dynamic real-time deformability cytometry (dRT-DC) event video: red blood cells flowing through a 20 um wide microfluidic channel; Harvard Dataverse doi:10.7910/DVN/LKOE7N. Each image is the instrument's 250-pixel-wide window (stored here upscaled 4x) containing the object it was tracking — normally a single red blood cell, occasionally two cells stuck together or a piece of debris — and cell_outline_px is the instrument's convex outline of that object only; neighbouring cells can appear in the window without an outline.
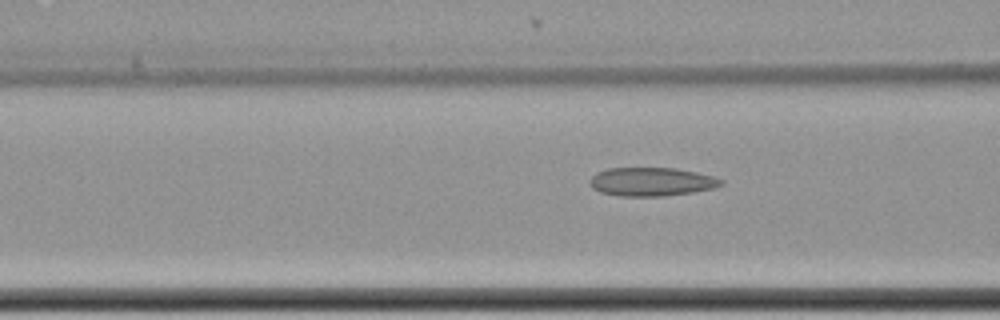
{"species": "common noctule bat (a hibernating species)", "species_latin": "Nyctalus noctula", "temperature_condition": "cold", "stored_images_in_passage": 9, "camera_frame_rate_fps": 3000, "um_per_image_px": 0.085, "animal": {"sex": "female", "body_mass_g": 22.7, "forearm_length_mm": 54.2}, "frame": {"image": 1, "passage_image": 4, "time_ms": 1.0, "image_size_px": [1000, 320], "cell_outline_px": [[724, 184], [712, 188], [692, 192], [664, 196], [620, 196], [600, 192], [592, 188], [588, 180], [596, 172], [608, 168], [676, 168], [696, 172], [712, 176], [724, 180]], "centroid_in_image_um": [55.35, 15.44], "position_along_channel_um": 111.2, "area_um2": 21.91}}
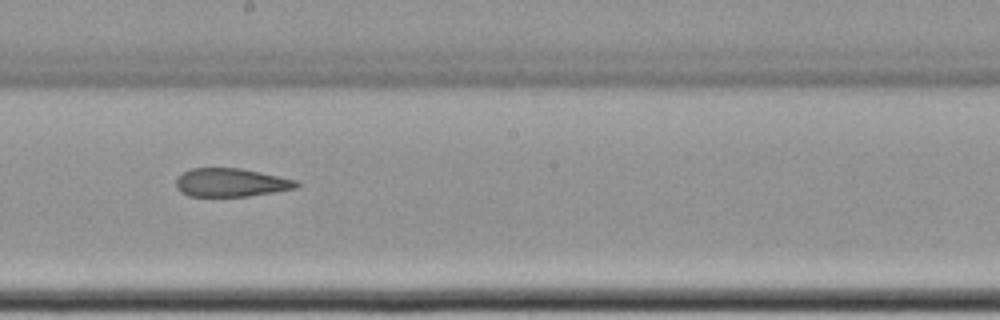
{"frame": {"image": 2, "passage_image": 7, "time_ms": 2.0, "image_size_px": [1000, 320], "cell_outline_px": [[300, 184], [296, 188], [248, 196], [188, 196], [180, 192], [176, 188], [176, 180], [184, 172], [192, 168], [240, 168], [260, 172], [296, 180]], "centroid_in_image_um": [19.61, 15.52], "position_along_channel_um": 228.6, "area_um2": 19.77}}
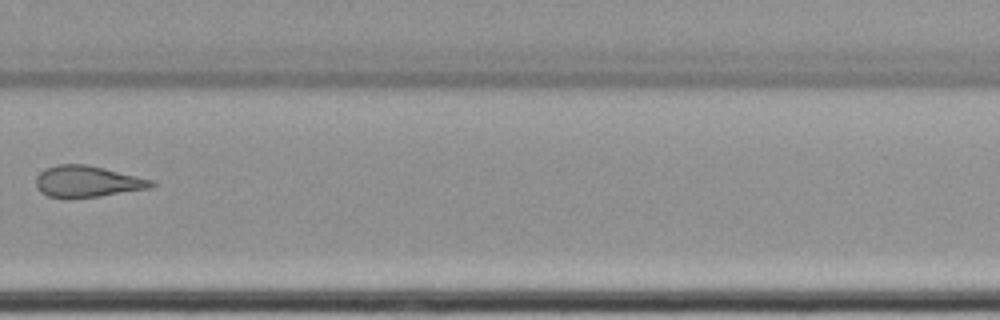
{"frame": {"image": 3, "passage_image": 9, "time_ms": 2.667, "image_size_px": [1000, 320], "cell_outline_px": [[156, 184], [152, 188], [100, 196], [68, 200], [64, 200], [48, 196], [40, 192], [36, 188], [36, 176], [40, 172], [56, 164], [88, 164], [152, 180]], "centroid_in_image_um": [7.38, 15.46], "position_along_channel_um": 322.4, "area_um2": 21.5}}